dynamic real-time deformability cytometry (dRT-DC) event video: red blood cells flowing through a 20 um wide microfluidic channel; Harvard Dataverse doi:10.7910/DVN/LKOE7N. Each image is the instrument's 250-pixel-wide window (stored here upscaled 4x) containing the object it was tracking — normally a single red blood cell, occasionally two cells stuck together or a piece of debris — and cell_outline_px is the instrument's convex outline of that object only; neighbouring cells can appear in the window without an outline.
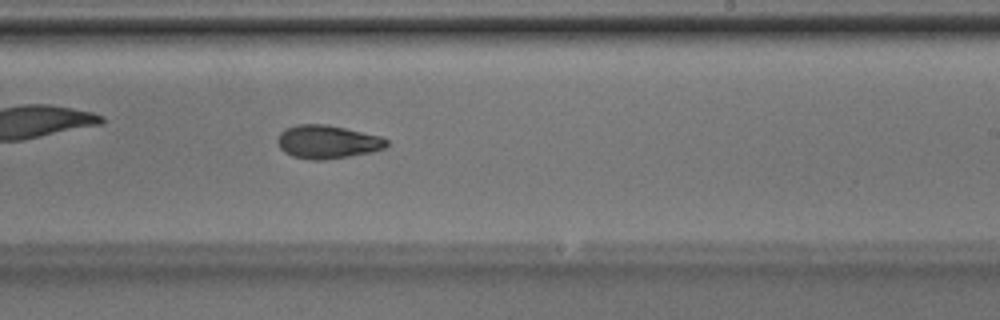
{"species": "Egyptian fruit bat (a non-hibernating species)", "species_latin": "Rousettus aegyptiacus", "temperature_condition": "room temperature", "stored_images_in_passage": 45, "camera_frame_rate_fps": 3000, "um_per_image_px": 0.085, "animal": {"sex": "male"}, "frame": {"image": 1, "passage_image": 26, "time_ms": 8.333, "image_size_px": [1000, 320], "cell_outline_px": [[388, 144], [384, 148], [372, 152], [324, 160], [312, 160], [292, 156], [284, 152], [280, 148], [276, 140], [280, 132], [296, 124], [324, 124], [344, 128], [380, 136], [388, 140]], "centroid_in_image_um": [27.81, 12.06], "position_along_channel_um": 261.2, "area_um2": 21.1}}
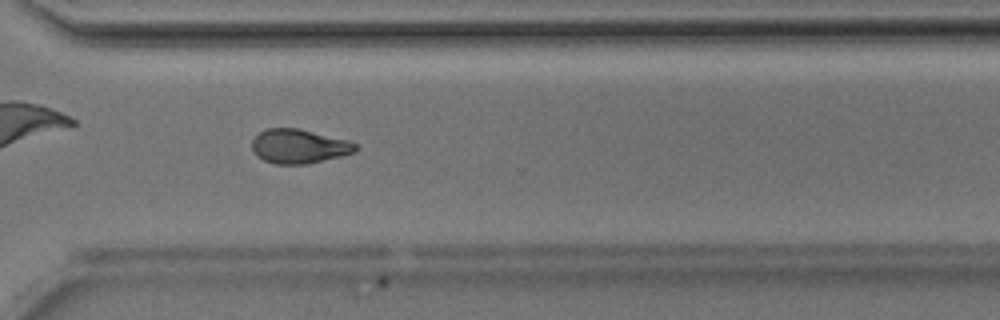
{"frame": {"image": 2, "passage_image": 32, "time_ms": 10.333, "image_size_px": [1000, 320], "cell_outline_px": [[360, 148], [356, 152], [344, 156], [308, 164], [276, 164], [264, 160], [256, 156], [252, 152], [252, 140], [260, 132], [268, 128], [296, 128], [348, 140], [360, 144]], "centroid_in_image_um": [25.46, 12.45], "position_along_channel_um": 345.1, "area_um2": 20.92}}
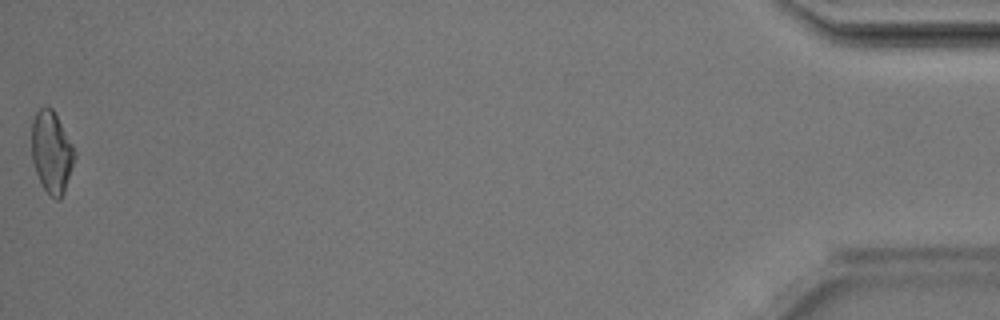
{"frame": {"image": 3, "passage_image": 45, "time_ms": 14.667, "image_size_px": [1000, 320], "cell_outline_px": [[76, 156], [64, 192], [60, 200], [56, 200], [44, 188], [36, 172], [32, 160], [32, 120], [36, 112], [40, 108], [52, 108], [72, 144], [76, 152]], "centroid_in_image_um": [4.39, 12.94], "position_along_channel_um": 430.8, "area_um2": 20.17}, "authors_computed_cell_mechanics": {"area_um2": 20.808, "velocity_mm_per_s": 4.199, "shape_relaxation_time_tau1_ms": 5.7713, "shape_relaxation_time_tau2_ms": 4.4104, "deformation_change_tau1": 0.1661, "deformation_change_tau2": 0.1208}}